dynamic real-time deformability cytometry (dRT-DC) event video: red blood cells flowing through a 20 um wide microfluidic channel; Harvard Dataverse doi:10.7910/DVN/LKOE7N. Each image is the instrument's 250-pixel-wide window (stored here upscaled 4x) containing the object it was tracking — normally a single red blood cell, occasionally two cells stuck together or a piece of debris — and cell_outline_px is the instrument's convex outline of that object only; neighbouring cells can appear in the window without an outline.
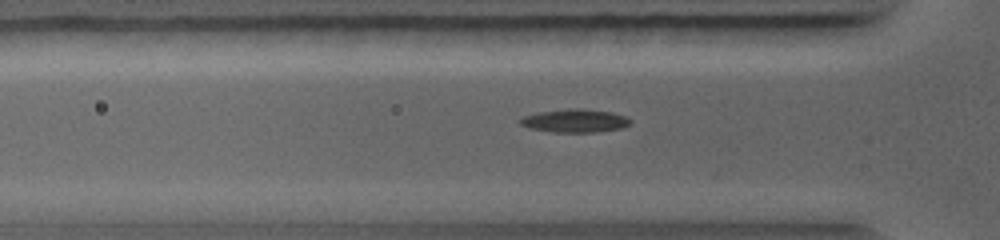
{"species": "common noctule bat (a hibernating species)", "species_latin": "Nyctalus noctula", "temperature_condition": "warm", "stored_images_in_passage": 31, "camera_frame_rate_fps": 5000, "um_per_image_px": 0.085, "animal": {"sex": "female", "body_mass_g": 19.0, "forearm_length_mm": 56.7}, "frame": {"image": 1, "passage_image": 8, "time_ms": 2.6, "image_size_px": [1000, 240], "cell_outline_px": [[632, 120], [628, 124], [620, 128], [596, 132], [552, 132], [532, 128], [520, 124], [516, 120], [524, 116], [540, 112], [576, 108], [580, 108], [612, 112], [624, 116]], "centroid_in_image_um": [48.85, 10.26], "position_along_channel_um": 77.0, "area_um2": 14.68}}
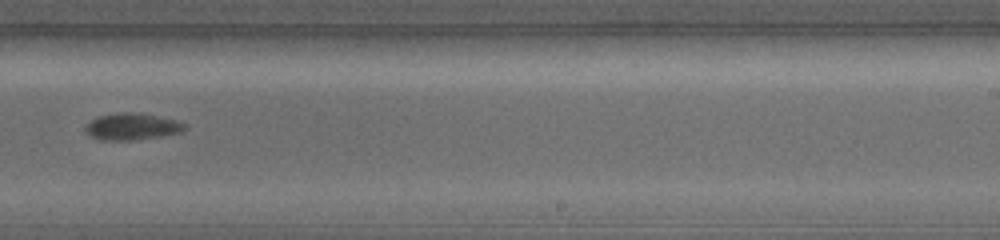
{"frame": {"image": 2, "passage_image": 18, "time_ms": 6.6, "image_size_px": [1000, 240], "cell_outline_px": [[184, 128], [180, 132], [160, 136], [128, 140], [100, 140], [88, 136], [84, 132], [84, 128], [96, 116], [116, 112], [140, 112], [176, 120], [184, 124]], "centroid_in_image_um": [11.13, 10.74], "position_along_channel_um": 277.9, "area_um2": 15.49}}
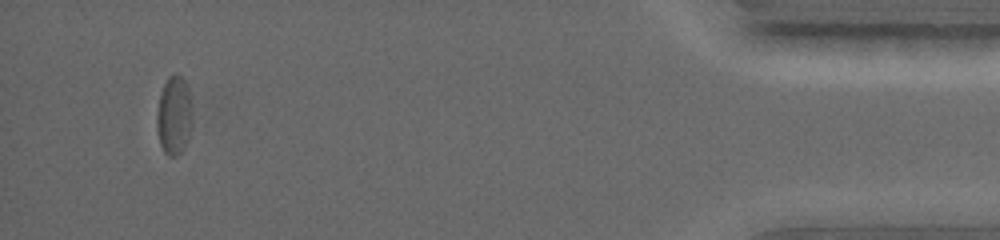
{"frame": {"image": 3, "passage_image": 28, "time_ms": 11.2, "image_size_px": [1000, 240], "cell_outline_px": [[188, 132], [184, 144], [180, 152], [176, 156], [168, 156], [164, 152], [160, 144], [156, 128], [156, 116], [160, 92], [168, 76], [176, 72], [184, 80], [188, 88]], "centroid_in_image_um": [14.69, 9.78], "position_along_channel_um": 420.5, "area_um2": 15.43}}